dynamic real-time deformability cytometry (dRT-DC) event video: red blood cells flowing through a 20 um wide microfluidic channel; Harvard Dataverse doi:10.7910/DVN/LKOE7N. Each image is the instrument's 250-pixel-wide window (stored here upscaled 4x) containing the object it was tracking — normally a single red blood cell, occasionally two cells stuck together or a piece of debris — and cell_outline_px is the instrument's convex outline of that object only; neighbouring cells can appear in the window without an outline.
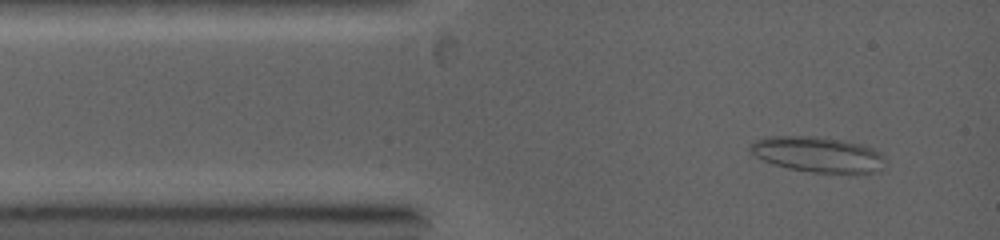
{"species": "common noctule bat (a hibernating species)", "species_latin": "Nyctalus noctula", "temperature_condition": "warm", "stored_images_in_passage": 3, "camera_frame_rate_fps": 5000, "um_per_image_px": 0.085, "animal": {"sex": "female", "body_mass_g": 19.0, "forearm_length_mm": 53.3}, "frame": {"image": 1, "passage_image": 1, "time_ms": 0.0, "image_size_px": [1000, 240], "cell_outline_px": [[884, 160], [880, 172], [812, 172], [788, 168], [764, 160], [756, 156], [748, 148], [756, 140], [764, 136], [816, 136], [844, 140], [864, 144], [880, 152], [884, 156]], "centroid_in_image_um": [69.53, 13.1], "position_along_channel_um": 15.5, "area_um2": 27.74}}